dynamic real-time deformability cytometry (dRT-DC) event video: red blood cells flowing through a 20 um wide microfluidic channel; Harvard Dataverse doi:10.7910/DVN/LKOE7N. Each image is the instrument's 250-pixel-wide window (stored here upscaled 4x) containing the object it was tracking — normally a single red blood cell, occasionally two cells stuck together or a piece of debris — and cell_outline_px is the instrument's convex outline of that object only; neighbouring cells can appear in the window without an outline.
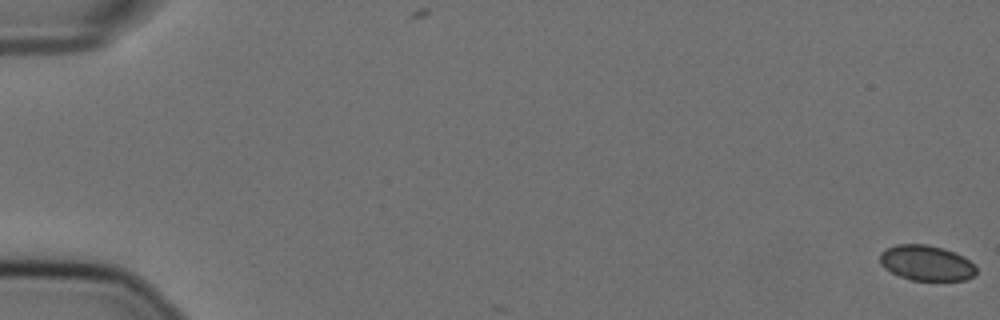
{"species": "Egyptian fruit bat (a non-hibernating species)", "species_latin": "Rousettus aegyptiacus", "temperature_condition": "cold", "stored_images_in_passage": 3, "camera_frame_rate_fps": 3000, "um_per_image_px": 0.085, "animal": {"sex": "female"}, "frame": {"image": 1, "passage_image": 1, "time_ms": 0.0, "image_size_px": [1000, 320], "cell_outline_px": [[976, 272], [972, 276], [964, 280], [912, 280], [900, 276], [884, 268], [880, 264], [880, 252], [896, 244], [924, 244], [944, 248], [964, 256], [976, 268]], "centroid_in_image_um": [78.72, 22.34], "position_along_channel_um": 6.3, "area_um2": 19.71}}